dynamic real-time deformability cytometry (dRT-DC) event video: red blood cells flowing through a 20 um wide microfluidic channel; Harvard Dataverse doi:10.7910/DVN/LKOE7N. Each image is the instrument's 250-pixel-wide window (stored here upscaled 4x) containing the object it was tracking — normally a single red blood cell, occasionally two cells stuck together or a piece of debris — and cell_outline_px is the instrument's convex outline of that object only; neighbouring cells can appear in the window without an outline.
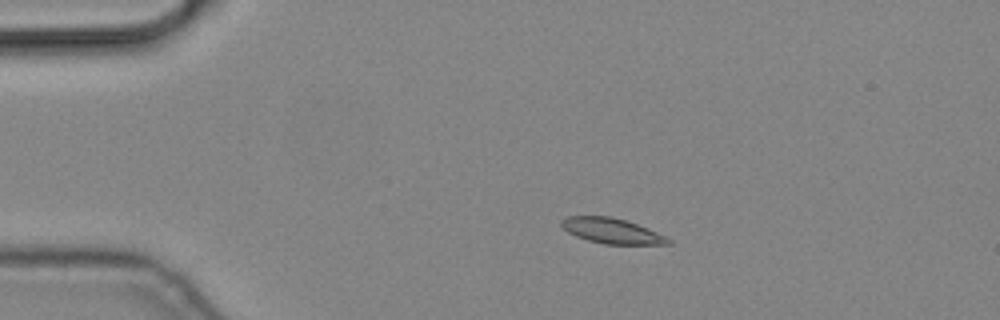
{"species": "common noctule bat (a hibernating species)", "species_latin": "Nyctalus noctula", "temperature_condition": "cold", "stored_images_in_passage": 4, "camera_frame_rate_fps": 3000, "um_per_image_px": 0.085, "animal": {"sex": "male", "body_mass_g": 19.2, "forearm_length_mm": 51.8}, "frame": {"image": 1, "passage_image": 3, "time_ms": 0.667, "image_size_px": [1000, 320], "cell_outline_px": [[672, 244], [604, 244], [588, 240], [576, 236], [568, 232], [560, 224], [560, 220], [568, 216], [612, 216], [648, 228], [672, 240]], "centroid_in_image_um": [51.98, 19.62], "position_along_channel_um": 33.0, "area_um2": 15.61}}